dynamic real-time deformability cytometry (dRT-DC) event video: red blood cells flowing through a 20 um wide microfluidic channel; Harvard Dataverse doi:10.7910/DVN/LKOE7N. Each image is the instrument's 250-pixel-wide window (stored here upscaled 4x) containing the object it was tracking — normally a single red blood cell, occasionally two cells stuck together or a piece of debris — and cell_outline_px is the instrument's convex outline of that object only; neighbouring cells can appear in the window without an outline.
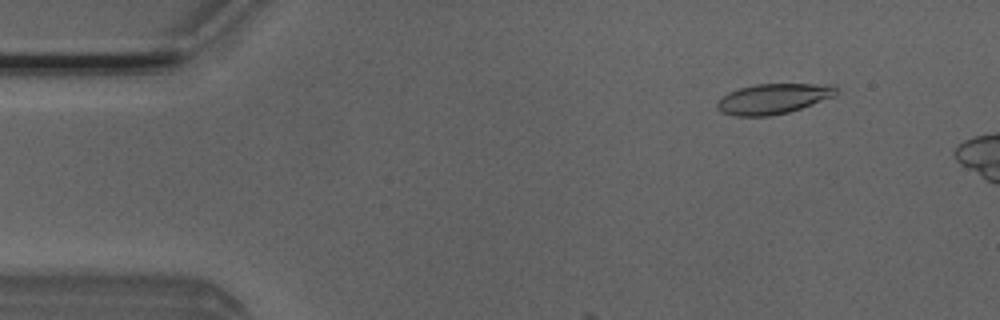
{"species": "Egyptian fruit bat (a non-hibernating species)", "species_latin": "Rousettus aegyptiacus", "temperature_condition": "room temperature", "stored_images_in_passage": 16, "camera_frame_rate_fps": 3000, "um_per_image_px": 0.085, "animal": {"sex": "male"}, "frame": {"image": 1, "passage_image": 6, "time_ms": 1.667, "image_size_px": [1000, 320], "cell_outline_px": [[840, 92], [836, 96], [788, 112], [772, 116], [736, 116], [720, 112], [716, 108], [716, 104], [720, 96], [728, 92], [740, 88], [756, 84], [836, 84]], "centroid_in_image_um": [65.74, 8.39], "position_along_channel_um": 19.3, "area_um2": 21.33}}